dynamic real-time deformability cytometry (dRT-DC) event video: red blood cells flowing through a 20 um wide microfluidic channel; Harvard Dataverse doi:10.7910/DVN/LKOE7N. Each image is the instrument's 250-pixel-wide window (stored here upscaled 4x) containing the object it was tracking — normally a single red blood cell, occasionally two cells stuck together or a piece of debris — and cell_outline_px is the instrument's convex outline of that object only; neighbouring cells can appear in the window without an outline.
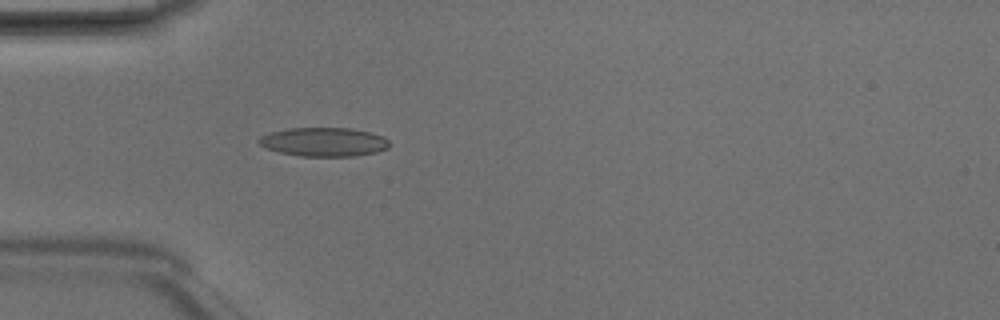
{"species": "Egyptian fruit bat (a non-hibernating species)", "species_latin": "Rousettus aegyptiacus", "temperature_condition": "room temperature", "stored_images_in_passage": 5, "camera_frame_rate_fps": 3000, "um_per_image_px": 0.085, "animal": {"sex": "male"}, "frame": {"image": 1, "passage_image": 5, "time_ms": 1.333, "image_size_px": [1000, 320], "cell_outline_px": [[388, 148], [376, 152], [356, 156], [300, 156], [280, 152], [264, 148], [256, 140], [260, 136], [272, 132], [288, 128], [348, 128], [368, 132], [380, 136], [388, 140]], "centroid_in_image_um": [27.48, 12.07], "position_along_channel_um": 57.5, "area_um2": 21.79}}